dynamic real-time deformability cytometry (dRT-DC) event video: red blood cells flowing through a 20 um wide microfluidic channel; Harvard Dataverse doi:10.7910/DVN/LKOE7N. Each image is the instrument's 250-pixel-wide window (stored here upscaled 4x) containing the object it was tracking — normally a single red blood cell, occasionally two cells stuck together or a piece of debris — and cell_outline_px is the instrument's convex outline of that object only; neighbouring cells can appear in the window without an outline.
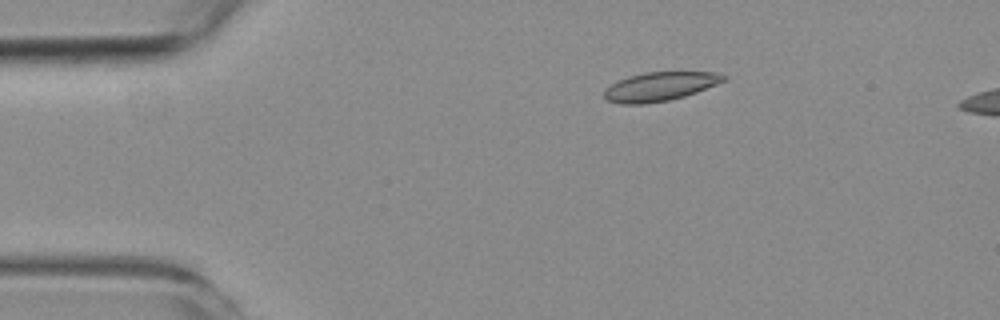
{"species": "common noctule bat (a hibernating species)", "species_latin": "Nyctalus noctula", "temperature_condition": "room temperature", "stored_images_in_passage": 5, "camera_frame_rate_fps": 3000, "um_per_image_px": 0.085, "animal": {"sex": "female", "body_mass_g": 19.3, "forearm_length_mm": 54.1}, "frame": {"image": 1, "passage_image": 3, "time_ms": 2.333, "image_size_px": [1000, 320], "cell_outline_px": [[728, 76], [724, 80], [716, 84], [696, 92], [684, 96], [668, 100], [644, 104], [620, 104], [608, 100], [604, 96], [604, 88], [628, 76], [644, 72], [716, 72]], "centroid_in_image_um": [56.07, 7.35], "position_along_channel_um": 28.9, "area_um2": 19.94}}
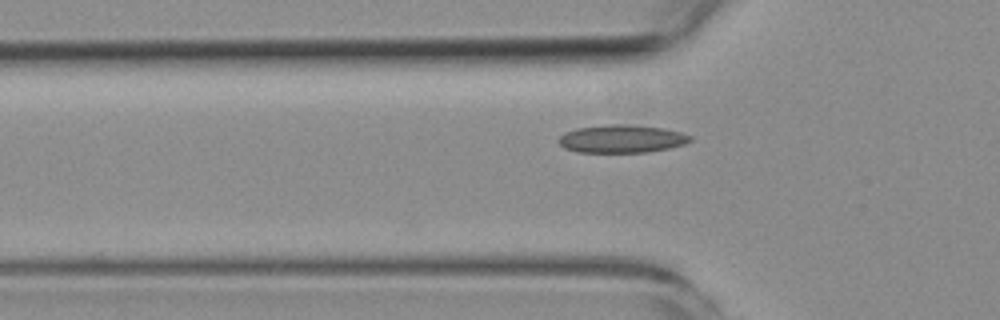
{"frame": {"image": 2, "passage_image": 5, "time_ms": 5.0, "image_size_px": [1000, 320], "cell_outline_px": [[692, 140], [684, 144], [668, 148], [648, 152], [576, 152], [564, 148], [556, 140], [564, 132], [576, 128], [612, 124], [628, 124], [664, 128], [680, 132], [692, 136]], "centroid_in_image_um": [52.82, 11.8], "position_along_channel_um": 73.0, "area_um2": 21.5}}